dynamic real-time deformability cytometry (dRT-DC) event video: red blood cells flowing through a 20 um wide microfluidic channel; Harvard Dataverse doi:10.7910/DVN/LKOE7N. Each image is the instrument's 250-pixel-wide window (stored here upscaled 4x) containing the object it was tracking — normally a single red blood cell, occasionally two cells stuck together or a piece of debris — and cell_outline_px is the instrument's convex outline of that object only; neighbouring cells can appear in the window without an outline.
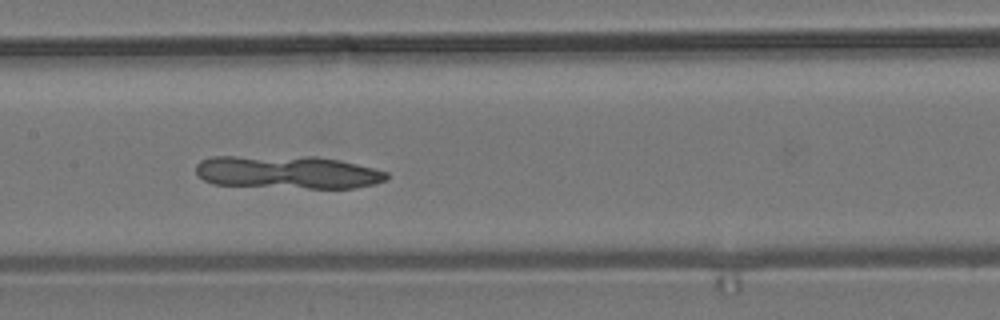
{"species": "common noctule bat (a hibernating species)", "species_latin": "Nyctalus noctula", "temperature_condition": "room temperature", "stored_images_in_passage": 7, "camera_frame_rate_fps": 3000, "um_per_image_px": 0.085, "animal": {"sex": "male", "body_mass_g": 19.2, "forearm_length_mm": 51.8}, "frame": {"image": 1, "passage_image": 7, "time_ms": 2.0, "image_size_px": [1000, 320], "cell_outline_px": [[388, 180], [376, 184], [352, 188], [308, 188], [212, 184], [204, 180], [196, 172], [196, 164], [200, 160], [212, 156], [316, 156], [356, 164], [388, 172]], "centroid_in_image_um": [24.43, 14.63], "position_along_channel_um": 183.0, "area_um2": 36.82}}